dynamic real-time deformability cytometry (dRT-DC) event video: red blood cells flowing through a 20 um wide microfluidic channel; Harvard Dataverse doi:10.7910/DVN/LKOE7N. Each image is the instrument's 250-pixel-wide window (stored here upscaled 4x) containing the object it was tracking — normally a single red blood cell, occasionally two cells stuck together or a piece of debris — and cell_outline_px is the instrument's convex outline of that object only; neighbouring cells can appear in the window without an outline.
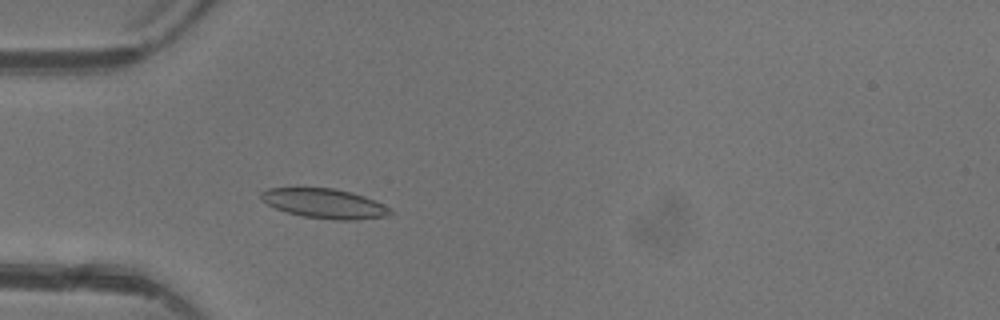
{"species": "common noctule bat (a hibernating species)", "species_latin": "Nyctalus noctula", "temperature_condition": "warm", "stored_images_in_passage": 3, "camera_frame_rate_fps": 3000, "um_per_image_px": 0.085, "animal": {"sex": "female"}, "frame": {"image": 1, "passage_image": 3, "time_ms": 3.333, "image_size_px": [1000, 320], "cell_outline_px": [[392, 212], [388, 216], [356, 220], [332, 220], [300, 216], [276, 208], [268, 204], [260, 196], [260, 192], [268, 188], [332, 188], [352, 192], [376, 200], [388, 208]], "centroid_in_image_um": [27.6, 17.3], "position_along_channel_um": 57.4, "area_um2": 22.25}}